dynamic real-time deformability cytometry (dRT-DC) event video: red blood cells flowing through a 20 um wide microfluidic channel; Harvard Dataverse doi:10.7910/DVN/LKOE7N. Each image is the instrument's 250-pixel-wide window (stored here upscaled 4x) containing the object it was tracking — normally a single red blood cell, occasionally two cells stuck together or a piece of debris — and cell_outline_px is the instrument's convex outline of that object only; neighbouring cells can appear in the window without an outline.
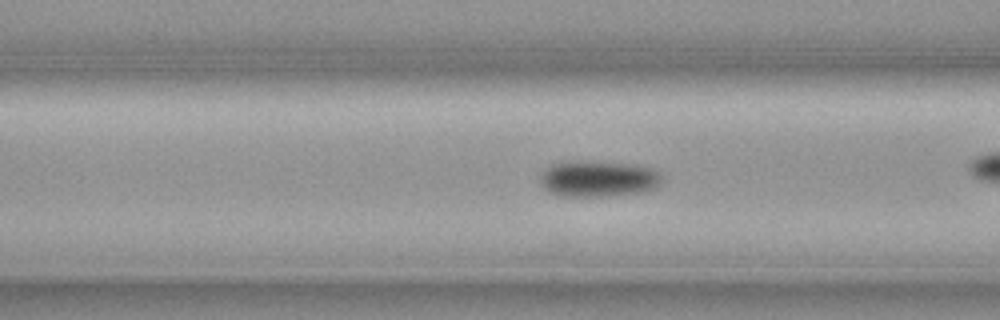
{"species": "common noctule bat (a hibernating species)", "species_latin": "Nyctalus noctula", "temperature_condition": "cold", "stored_images_in_passage": 41, "camera_frame_rate_fps": 3000, "um_per_image_px": 0.085, "animal": {"sex": "female", "body_mass_g": 19.3, "forearm_length_mm": 54.1}, "frame": {"image": 1, "passage_image": 18, "time_ms": 5.667, "image_size_px": [1000, 320], "cell_outline_px": [[660, 184], [656, 188], [644, 192], [608, 196], [564, 196], [552, 192], [544, 188], [540, 184], [540, 172], [552, 164], [576, 160], [580, 160], [628, 164], [652, 168], [660, 176]], "centroid_in_image_um": [50.82, 15.19], "position_along_channel_um": 115.8, "area_um2": 25.61}}
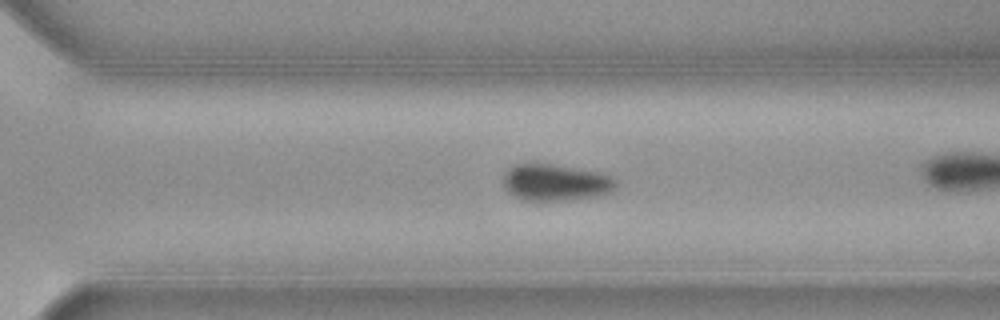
{"frame": {"image": 2, "passage_image": 35, "time_ms": 11.333, "image_size_px": [1000, 320], "cell_outline_px": [[620, 184], [616, 188], [608, 192], [596, 196], [568, 200], [520, 200], [508, 192], [504, 188], [504, 172], [508, 168], [516, 164], [552, 164], [600, 172], [612, 176]], "centroid_in_image_um": [47.23, 15.51], "position_along_channel_um": 323.4, "area_um2": 24.16}}